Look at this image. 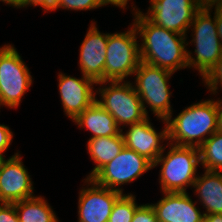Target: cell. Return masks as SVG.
<instances>
[{
    "label": "cell",
    "mask_w": 222,
    "mask_h": 222,
    "mask_svg": "<svg viewBox=\"0 0 222 222\" xmlns=\"http://www.w3.org/2000/svg\"><path fill=\"white\" fill-rule=\"evenodd\" d=\"M135 7H132L136 11L133 26L142 38L139 45L140 60L173 73L187 68V36L154 25Z\"/></svg>",
    "instance_id": "6da1fadb"
},
{
    "label": "cell",
    "mask_w": 222,
    "mask_h": 222,
    "mask_svg": "<svg viewBox=\"0 0 222 222\" xmlns=\"http://www.w3.org/2000/svg\"><path fill=\"white\" fill-rule=\"evenodd\" d=\"M166 121L169 144L199 148L217 131L216 101L208 99L193 104Z\"/></svg>",
    "instance_id": "7a4b0ae2"
},
{
    "label": "cell",
    "mask_w": 222,
    "mask_h": 222,
    "mask_svg": "<svg viewBox=\"0 0 222 222\" xmlns=\"http://www.w3.org/2000/svg\"><path fill=\"white\" fill-rule=\"evenodd\" d=\"M170 145L166 155L163 153L153 163V167L161 165L160 187L164 192H186V187L193 186L197 178V167L200 165L197 147Z\"/></svg>",
    "instance_id": "3957f363"
},
{
    "label": "cell",
    "mask_w": 222,
    "mask_h": 222,
    "mask_svg": "<svg viewBox=\"0 0 222 222\" xmlns=\"http://www.w3.org/2000/svg\"><path fill=\"white\" fill-rule=\"evenodd\" d=\"M211 6H202L190 25L193 32L191 45H195V57L187 50L188 67H194L203 77L222 56V43L217 33V23L211 18ZM193 27V28H191Z\"/></svg>",
    "instance_id": "277c9868"
},
{
    "label": "cell",
    "mask_w": 222,
    "mask_h": 222,
    "mask_svg": "<svg viewBox=\"0 0 222 222\" xmlns=\"http://www.w3.org/2000/svg\"><path fill=\"white\" fill-rule=\"evenodd\" d=\"M173 72L140 61L134 72L136 75L135 89L139 95L145 114L148 116L147 105L159 119H168L172 116L168 80ZM147 104V105H146ZM146 105V106H145Z\"/></svg>",
    "instance_id": "5b68a950"
},
{
    "label": "cell",
    "mask_w": 222,
    "mask_h": 222,
    "mask_svg": "<svg viewBox=\"0 0 222 222\" xmlns=\"http://www.w3.org/2000/svg\"><path fill=\"white\" fill-rule=\"evenodd\" d=\"M108 83L110 86H100L96 91L101 94L100 100L96 98V102L111 114L119 127L122 124L125 127V125L141 122L148 117L144 112L142 101L130 81H101L97 85Z\"/></svg>",
    "instance_id": "8992f818"
},
{
    "label": "cell",
    "mask_w": 222,
    "mask_h": 222,
    "mask_svg": "<svg viewBox=\"0 0 222 222\" xmlns=\"http://www.w3.org/2000/svg\"><path fill=\"white\" fill-rule=\"evenodd\" d=\"M138 34L132 24L122 33H108L105 81H124L138 68L140 63Z\"/></svg>",
    "instance_id": "52a82bcc"
},
{
    "label": "cell",
    "mask_w": 222,
    "mask_h": 222,
    "mask_svg": "<svg viewBox=\"0 0 222 222\" xmlns=\"http://www.w3.org/2000/svg\"><path fill=\"white\" fill-rule=\"evenodd\" d=\"M25 62L10 44L0 47V106L16 108L32 84Z\"/></svg>",
    "instance_id": "ba28073f"
},
{
    "label": "cell",
    "mask_w": 222,
    "mask_h": 222,
    "mask_svg": "<svg viewBox=\"0 0 222 222\" xmlns=\"http://www.w3.org/2000/svg\"><path fill=\"white\" fill-rule=\"evenodd\" d=\"M153 168L150 160L124 146L120 153L103 166L92 179L98 185L123 194V189L119 188V185L131 183Z\"/></svg>",
    "instance_id": "9c48e42d"
},
{
    "label": "cell",
    "mask_w": 222,
    "mask_h": 222,
    "mask_svg": "<svg viewBox=\"0 0 222 222\" xmlns=\"http://www.w3.org/2000/svg\"><path fill=\"white\" fill-rule=\"evenodd\" d=\"M150 5L143 15L151 23L185 36L203 6L198 0H150Z\"/></svg>",
    "instance_id": "30bf717a"
},
{
    "label": "cell",
    "mask_w": 222,
    "mask_h": 222,
    "mask_svg": "<svg viewBox=\"0 0 222 222\" xmlns=\"http://www.w3.org/2000/svg\"><path fill=\"white\" fill-rule=\"evenodd\" d=\"M30 175L21 156L15 153L0 159V203H14L34 197Z\"/></svg>",
    "instance_id": "8fae6325"
},
{
    "label": "cell",
    "mask_w": 222,
    "mask_h": 222,
    "mask_svg": "<svg viewBox=\"0 0 222 222\" xmlns=\"http://www.w3.org/2000/svg\"><path fill=\"white\" fill-rule=\"evenodd\" d=\"M84 180L88 187L79 192L78 222H108L113 206L122 193L98 185L92 178Z\"/></svg>",
    "instance_id": "7c38bea8"
},
{
    "label": "cell",
    "mask_w": 222,
    "mask_h": 222,
    "mask_svg": "<svg viewBox=\"0 0 222 222\" xmlns=\"http://www.w3.org/2000/svg\"><path fill=\"white\" fill-rule=\"evenodd\" d=\"M162 121L165 123V127L160 133H157L151 125L149 117L141 122L129 125L126 133L121 129L125 147L134 150L154 163L165 151V146L160 143L168 140L167 121L164 119Z\"/></svg>",
    "instance_id": "4fadbf2b"
},
{
    "label": "cell",
    "mask_w": 222,
    "mask_h": 222,
    "mask_svg": "<svg viewBox=\"0 0 222 222\" xmlns=\"http://www.w3.org/2000/svg\"><path fill=\"white\" fill-rule=\"evenodd\" d=\"M58 79V89L64 112L67 117L74 120L96 101L97 93L93 90V85L97 83L84 75L79 79L61 72Z\"/></svg>",
    "instance_id": "5bb4252c"
},
{
    "label": "cell",
    "mask_w": 222,
    "mask_h": 222,
    "mask_svg": "<svg viewBox=\"0 0 222 222\" xmlns=\"http://www.w3.org/2000/svg\"><path fill=\"white\" fill-rule=\"evenodd\" d=\"M107 40L108 33H100L92 21L79 49L81 73L96 83L105 81Z\"/></svg>",
    "instance_id": "9a60e30c"
},
{
    "label": "cell",
    "mask_w": 222,
    "mask_h": 222,
    "mask_svg": "<svg viewBox=\"0 0 222 222\" xmlns=\"http://www.w3.org/2000/svg\"><path fill=\"white\" fill-rule=\"evenodd\" d=\"M156 204H152L158 222H202L204 211L195 206L196 201L187 192H164Z\"/></svg>",
    "instance_id": "2e32d148"
},
{
    "label": "cell",
    "mask_w": 222,
    "mask_h": 222,
    "mask_svg": "<svg viewBox=\"0 0 222 222\" xmlns=\"http://www.w3.org/2000/svg\"><path fill=\"white\" fill-rule=\"evenodd\" d=\"M73 122L80 128L86 127L88 131L90 130L93 134L91 138L118 136L121 133V128L115 119L96 101L79 114Z\"/></svg>",
    "instance_id": "e0dca14e"
},
{
    "label": "cell",
    "mask_w": 222,
    "mask_h": 222,
    "mask_svg": "<svg viewBox=\"0 0 222 222\" xmlns=\"http://www.w3.org/2000/svg\"><path fill=\"white\" fill-rule=\"evenodd\" d=\"M202 176H197L192 188L205 207V215L222 214V172L204 170Z\"/></svg>",
    "instance_id": "ac0fdd59"
},
{
    "label": "cell",
    "mask_w": 222,
    "mask_h": 222,
    "mask_svg": "<svg viewBox=\"0 0 222 222\" xmlns=\"http://www.w3.org/2000/svg\"><path fill=\"white\" fill-rule=\"evenodd\" d=\"M122 134L90 138L87 142L89 156L97 164L87 178H92L103 166L113 160L124 148Z\"/></svg>",
    "instance_id": "d6986e66"
},
{
    "label": "cell",
    "mask_w": 222,
    "mask_h": 222,
    "mask_svg": "<svg viewBox=\"0 0 222 222\" xmlns=\"http://www.w3.org/2000/svg\"><path fill=\"white\" fill-rule=\"evenodd\" d=\"M20 222H59L52 207L41 196L14 202Z\"/></svg>",
    "instance_id": "ffe728a7"
},
{
    "label": "cell",
    "mask_w": 222,
    "mask_h": 222,
    "mask_svg": "<svg viewBox=\"0 0 222 222\" xmlns=\"http://www.w3.org/2000/svg\"><path fill=\"white\" fill-rule=\"evenodd\" d=\"M198 149L205 170L222 172V132L216 131Z\"/></svg>",
    "instance_id": "44dd1931"
},
{
    "label": "cell",
    "mask_w": 222,
    "mask_h": 222,
    "mask_svg": "<svg viewBox=\"0 0 222 222\" xmlns=\"http://www.w3.org/2000/svg\"><path fill=\"white\" fill-rule=\"evenodd\" d=\"M133 194H122L115 202L108 222H131L139 207Z\"/></svg>",
    "instance_id": "7402d4cb"
},
{
    "label": "cell",
    "mask_w": 222,
    "mask_h": 222,
    "mask_svg": "<svg viewBox=\"0 0 222 222\" xmlns=\"http://www.w3.org/2000/svg\"><path fill=\"white\" fill-rule=\"evenodd\" d=\"M202 78L209 89L208 91L216 94L217 86L222 87V56Z\"/></svg>",
    "instance_id": "603a6c76"
},
{
    "label": "cell",
    "mask_w": 222,
    "mask_h": 222,
    "mask_svg": "<svg viewBox=\"0 0 222 222\" xmlns=\"http://www.w3.org/2000/svg\"><path fill=\"white\" fill-rule=\"evenodd\" d=\"M101 7L98 0H62L61 3L55 8H65L71 10H91Z\"/></svg>",
    "instance_id": "cb8c5ba5"
},
{
    "label": "cell",
    "mask_w": 222,
    "mask_h": 222,
    "mask_svg": "<svg viewBox=\"0 0 222 222\" xmlns=\"http://www.w3.org/2000/svg\"><path fill=\"white\" fill-rule=\"evenodd\" d=\"M131 222H158L156 212L151 204L139 205Z\"/></svg>",
    "instance_id": "d4e9b609"
},
{
    "label": "cell",
    "mask_w": 222,
    "mask_h": 222,
    "mask_svg": "<svg viewBox=\"0 0 222 222\" xmlns=\"http://www.w3.org/2000/svg\"><path fill=\"white\" fill-rule=\"evenodd\" d=\"M0 222H20L14 203H0Z\"/></svg>",
    "instance_id": "484cf974"
},
{
    "label": "cell",
    "mask_w": 222,
    "mask_h": 222,
    "mask_svg": "<svg viewBox=\"0 0 222 222\" xmlns=\"http://www.w3.org/2000/svg\"><path fill=\"white\" fill-rule=\"evenodd\" d=\"M13 139V132L4 124H0V156L4 157L3 152L8 149Z\"/></svg>",
    "instance_id": "4316f807"
},
{
    "label": "cell",
    "mask_w": 222,
    "mask_h": 222,
    "mask_svg": "<svg viewBox=\"0 0 222 222\" xmlns=\"http://www.w3.org/2000/svg\"><path fill=\"white\" fill-rule=\"evenodd\" d=\"M207 6L214 7V15H215V20L217 23V33L220 38V41L222 43V2H216Z\"/></svg>",
    "instance_id": "83f0119b"
},
{
    "label": "cell",
    "mask_w": 222,
    "mask_h": 222,
    "mask_svg": "<svg viewBox=\"0 0 222 222\" xmlns=\"http://www.w3.org/2000/svg\"><path fill=\"white\" fill-rule=\"evenodd\" d=\"M28 5L37 6L40 5L42 9L50 11V0H23L22 7H28Z\"/></svg>",
    "instance_id": "f1b7e54d"
},
{
    "label": "cell",
    "mask_w": 222,
    "mask_h": 222,
    "mask_svg": "<svg viewBox=\"0 0 222 222\" xmlns=\"http://www.w3.org/2000/svg\"><path fill=\"white\" fill-rule=\"evenodd\" d=\"M99 3L101 4V6H106L108 4H111V5H115L119 8H123L125 9V7L127 6V2L128 0H98Z\"/></svg>",
    "instance_id": "f546056e"
},
{
    "label": "cell",
    "mask_w": 222,
    "mask_h": 222,
    "mask_svg": "<svg viewBox=\"0 0 222 222\" xmlns=\"http://www.w3.org/2000/svg\"><path fill=\"white\" fill-rule=\"evenodd\" d=\"M217 105V132H222V100H216Z\"/></svg>",
    "instance_id": "4dcf8cb0"
},
{
    "label": "cell",
    "mask_w": 222,
    "mask_h": 222,
    "mask_svg": "<svg viewBox=\"0 0 222 222\" xmlns=\"http://www.w3.org/2000/svg\"><path fill=\"white\" fill-rule=\"evenodd\" d=\"M202 222H222V214L205 215Z\"/></svg>",
    "instance_id": "1f68e13d"
},
{
    "label": "cell",
    "mask_w": 222,
    "mask_h": 222,
    "mask_svg": "<svg viewBox=\"0 0 222 222\" xmlns=\"http://www.w3.org/2000/svg\"><path fill=\"white\" fill-rule=\"evenodd\" d=\"M10 6H13L15 8H22L23 0H0Z\"/></svg>",
    "instance_id": "d6a6232c"
},
{
    "label": "cell",
    "mask_w": 222,
    "mask_h": 222,
    "mask_svg": "<svg viewBox=\"0 0 222 222\" xmlns=\"http://www.w3.org/2000/svg\"><path fill=\"white\" fill-rule=\"evenodd\" d=\"M62 0H50V11H55V8L61 3Z\"/></svg>",
    "instance_id": "836d02e7"
},
{
    "label": "cell",
    "mask_w": 222,
    "mask_h": 222,
    "mask_svg": "<svg viewBox=\"0 0 222 222\" xmlns=\"http://www.w3.org/2000/svg\"><path fill=\"white\" fill-rule=\"evenodd\" d=\"M203 6H207L216 2H222V0H198Z\"/></svg>",
    "instance_id": "e575fe53"
}]
</instances>
